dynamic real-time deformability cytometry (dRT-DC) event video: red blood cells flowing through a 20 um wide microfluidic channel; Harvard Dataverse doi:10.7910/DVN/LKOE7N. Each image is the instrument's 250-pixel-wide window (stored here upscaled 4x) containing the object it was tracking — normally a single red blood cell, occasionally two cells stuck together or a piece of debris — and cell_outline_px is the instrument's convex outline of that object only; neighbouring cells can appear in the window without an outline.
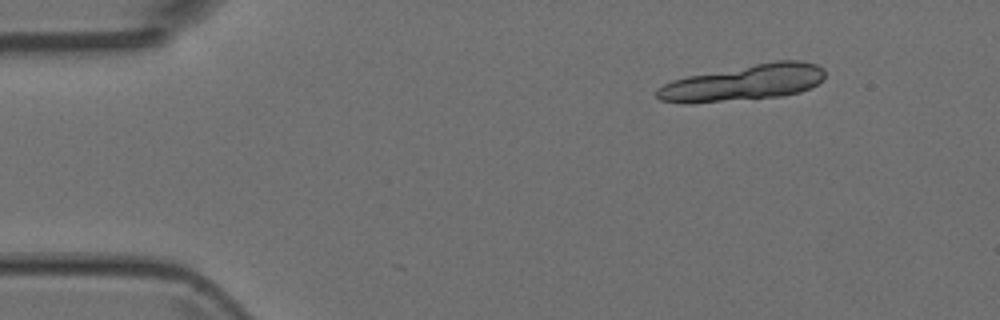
{"species": "Egyptian fruit bat (a non-hibernating species)", "species_latin": "Rousettus aegyptiacus", "temperature_condition": "room temperature", "stored_images_in_passage": 5, "segment_of_instrument_passage": [1, 2], "camera_frame_rate_fps": 3000, "um_per_image_px": 0.085, "animal": {"sex": "female"}, "frame": {"image": 1, "passage_image": 1, "time_ms": 0.0, "image_size_px": [1000, 320], "cell_outline_px": [[824, 80], [800, 92], [784, 96], [688, 104], [684, 104], [660, 100], [656, 96], [656, 88], [672, 80], [688, 76], [776, 60], [800, 60], [816, 64], [824, 68]], "centroid_in_image_um": [63.2, 7.04], "position_along_channel_um": 21.8, "area_um2": 35.32}}